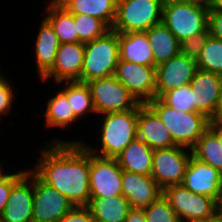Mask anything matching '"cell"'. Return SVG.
<instances>
[{
  "instance_id": "7c38bea8",
  "label": "cell",
  "mask_w": 222,
  "mask_h": 222,
  "mask_svg": "<svg viewBox=\"0 0 222 222\" xmlns=\"http://www.w3.org/2000/svg\"><path fill=\"white\" fill-rule=\"evenodd\" d=\"M74 206L34 174L33 222H59Z\"/></svg>"
},
{
  "instance_id": "60d3db41",
  "label": "cell",
  "mask_w": 222,
  "mask_h": 222,
  "mask_svg": "<svg viewBox=\"0 0 222 222\" xmlns=\"http://www.w3.org/2000/svg\"><path fill=\"white\" fill-rule=\"evenodd\" d=\"M209 127L218 135L219 141L222 146V124L211 122Z\"/></svg>"
},
{
  "instance_id": "7402d4cb",
  "label": "cell",
  "mask_w": 222,
  "mask_h": 222,
  "mask_svg": "<svg viewBox=\"0 0 222 222\" xmlns=\"http://www.w3.org/2000/svg\"><path fill=\"white\" fill-rule=\"evenodd\" d=\"M154 150L143 140L131 141L117 156L116 160L123 171L151 176Z\"/></svg>"
},
{
  "instance_id": "bcb514c9",
  "label": "cell",
  "mask_w": 222,
  "mask_h": 222,
  "mask_svg": "<svg viewBox=\"0 0 222 222\" xmlns=\"http://www.w3.org/2000/svg\"><path fill=\"white\" fill-rule=\"evenodd\" d=\"M211 0H199V2L208 4Z\"/></svg>"
},
{
  "instance_id": "e575fe53",
  "label": "cell",
  "mask_w": 222,
  "mask_h": 222,
  "mask_svg": "<svg viewBox=\"0 0 222 222\" xmlns=\"http://www.w3.org/2000/svg\"><path fill=\"white\" fill-rule=\"evenodd\" d=\"M26 173V169L20 172H3L0 175V217L3 214L5 205L8 202L9 194L12 186Z\"/></svg>"
},
{
  "instance_id": "d6986e66",
  "label": "cell",
  "mask_w": 222,
  "mask_h": 222,
  "mask_svg": "<svg viewBox=\"0 0 222 222\" xmlns=\"http://www.w3.org/2000/svg\"><path fill=\"white\" fill-rule=\"evenodd\" d=\"M137 138L143 140L153 150L176 146L169 130L158 115L143 103L138 104Z\"/></svg>"
},
{
  "instance_id": "6da1fadb",
  "label": "cell",
  "mask_w": 222,
  "mask_h": 222,
  "mask_svg": "<svg viewBox=\"0 0 222 222\" xmlns=\"http://www.w3.org/2000/svg\"><path fill=\"white\" fill-rule=\"evenodd\" d=\"M30 169L41 181L58 190L74 207L88 206L89 150L81 142H47Z\"/></svg>"
},
{
  "instance_id": "603a6c76",
  "label": "cell",
  "mask_w": 222,
  "mask_h": 222,
  "mask_svg": "<svg viewBox=\"0 0 222 222\" xmlns=\"http://www.w3.org/2000/svg\"><path fill=\"white\" fill-rule=\"evenodd\" d=\"M145 32L153 48L154 67L180 54L179 40L162 22Z\"/></svg>"
},
{
  "instance_id": "cb8c5ba5",
  "label": "cell",
  "mask_w": 222,
  "mask_h": 222,
  "mask_svg": "<svg viewBox=\"0 0 222 222\" xmlns=\"http://www.w3.org/2000/svg\"><path fill=\"white\" fill-rule=\"evenodd\" d=\"M44 18L50 23L60 44L79 42L74 14L67 11L56 0H50L44 9Z\"/></svg>"
},
{
  "instance_id": "7a4b0ae2",
  "label": "cell",
  "mask_w": 222,
  "mask_h": 222,
  "mask_svg": "<svg viewBox=\"0 0 222 222\" xmlns=\"http://www.w3.org/2000/svg\"><path fill=\"white\" fill-rule=\"evenodd\" d=\"M98 140L101 147L87 145L84 140L53 139L52 142H81L92 154L106 158H117L124 148L137 138L138 105L129 111L101 115Z\"/></svg>"
},
{
  "instance_id": "3957f363",
  "label": "cell",
  "mask_w": 222,
  "mask_h": 222,
  "mask_svg": "<svg viewBox=\"0 0 222 222\" xmlns=\"http://www.w3.org/2000/svg\"><path fill=\"white\" fill-rule=\"evenodd\" d=\"M146 104L167 127L177 146L192 149L211 123L201 113L176 111L158 97Z\"/></svg>"
},
{
  "instance_id": "8fae6325",
  "label": "cell",
  "mask_w": 222,
  "mask_h": 222,
  "mask_svg": "<svg viewBox=\"0 0 222 222\" xmlns=\"http://www.w3.org/2000/svg\"><path fill=\"white\" fill-rule=\"evenodd\" d=\"M114 77L139 103L146 104L156 98V67L144 66L119 58Z\"/></svg>"
},
{
  "instance_id": "7dc6e473",
  "label": "cell",
  "mask_w": 222,
  "mask_h": 222,
  "mask_svg": "<svg viewBox=\"0 0 222 222\" xmlns=\"http://www.w3.org/2000/svg\"><path fill=\"white\" fill-rule=\"evenodd\" d=\"M1 167H3L2 165L0 166V175L5 171V170H3V168H1Z\"/></svg>"
},
{
  "instance_id": "ac0fdd59",
  "label": "cell",
  "mask_w": 222,
  "mask_h": 222,
  "mask_svg": "<svg viewBox=\"0 0 222 222\" xmlns=\"http://www.w3.org/2000/svg\"><path fill=\"white\" fill-rule=\"evenodd\" d=\"M122 195L130 208L143 209L163 195V190L151 177L122 171Z\"/></svg>"
},
{
  "instance_id": "d4e9b609",
  "label": "cell",
  "mask_w": 222,
  "mask_h": 222,
  "mask_svg": "<svg viewBox=\"0 0 222 222\" xmlns=\"http://www.w3.org/2000/svg\"><path fill=\"white\" fill-rule=\"evenodd\" d=\"M61 6L72 14H84L97 17L110 28L115 17L117 0H56Z\"/></svg>"
},
{
  "instance_id": "4fadbf2b",
  "label": "cell",
  "mask_w": 222,
  "mask_h": 222,
  "mask_svg": "<svg viewBox=\"0 0 222 222\" xmlns=\"http://www.w3.org/2000/svg\"><path fill=\"white\" fill-rule=\"evenodd\" d=\"M31 181V182H30ZM34 173H26L12 186L1 222H33Z\"/></svg>"
},
{
  "instance_id": "484cf974",
  "label": "cell",
  "mask_w": 222,
  "mask_h": 222,
  "mask_svg": "<svg viewBox=\"0 0 222 222\" xmlns=\"http://www.w3.org/2000/svg\"><path fill=\"white\" fill-rule=\"evenodd\" d=\"M87 207L94 219L104 222H124L131 209L123 195L91 198Z\"/></svg>"
},
{
  "instance_id": "74e56055",
  "label": "cell",
  "mask_w": 222,
  "mask_h": 222,
  "mask_svg": "<svg viewBox=\"0 0 222 222\" xmlns=\"http://www.w3.org/2000/svg\"><path fill=\"white\" fill-rule=\"evenodd\" d=\"M210 34L222 40V11L209 10V24Z\"/></svg>"
},
{
  "instance_id": "5bb4252c",
  "label": "cell",
  "mask_w": 222,
  "mask_h": 222,
  "mask_svg": "<svg viewBox=\"0 0 222 222\" xmlns=\"http://www.w3.org/2000/svg\"><path fill=\"white\" fill-rule=\"evenodd\" d=\"M190 86L193 92V110L212 122L220 100L222 76L197 69Z\"/></svg>"
},
{
  "instance_id": "4dcf8cb0",
  "label": "cell",
  "mask_w": 222,
  "mask_h": 222,
  "mask_svg": "<svg viewBox=\"0 0 222 222\" xmlns=\"http://www.w3.org/2000/svg\"><path fill=\"white\" fill-rule=\"evenodd\" d=\"M79 42L87 43L104 36L111 28L101 19L84 14H74Z\"/></svg>"
},
{
  "instance_id": "b9f144b4",
  "label": "cell",
  "mask_w": 222,
  "mask_h": 222,
  "mask_svg": "<svg viewBox=\"0 0 222 222\" xmlns=\"http://www.w3.org/2000/svg\"><path fill=\"white\" fill-rule=\"evenodd\" d=\"M209 10H219L222 11V0H211L207 4Z\"/></svg>"
},
{
  "instance_id": "2e32d148",
  "label": "cell",
  "mask_w": 222,
  "mask_h": 222,
  "mask_svg": "<svg viewBox=\"0 0 222 222\" xmlns=\"http://www.w3.org/2000/svg\"><path fill=\"white\" fill-rule=\"evenodd\" d=\"M84 60V43L68 42L59 45L53 67L41 78L42 82L54 79V83L80 81Z\"/></svg>"
},
{
  "instance_id": "d6a6232c",
  "label": "cell",
  "mask_w": 222,
  "mask_h": 222,
  "mask_svg": "<svg viewBox=\"0 0 222 222\" xmlns=\"http://www.w3.org/2000/svg\"><path fill=\"white\" fill-rule=\"evenodd\" d=\"M147 222H180L168 199L162 195L143 208Z\"/></svg>"
},
{
  "instance_id": "d590c367",
  "label": "cell",
  "mask_w": 222,
  "mask_h": 222,
  "mask_svg": "<svg viewBox=\"0 0 222 222\" xmlns=\"http://www.w3.org/2000/svg\"><path fill=\"white\" fill-rule=\"evenodd\" d=\"M12 80L6 79L3 73L0 74V120L2 116L10 115L12 104L15 99L14 88L11 85Z\"/></svg>"
},
{
  "instance_id": "c3c4849f",
  "label": "cell",
  "mask_w": 222,
  "mask_h": 222,
  "mask_svg": "<svg viewBox=\"0 0 222 222\" xmlns=\"http://www.w3.org/2000/svg\"><path fill=\"white\" fill-rule=\"evenodd\" d=\"M93 222H104L93 218Z\"/></svg>"
},
{
  "instance_id": "9a60e30c",
  "label": "cell",
  "mask_w": 222,
  "mask_h": 222,
  "mask_svg": "<svg viewBox=\"0 0 222 222\" xmlns=\"http://www.w3.org/2000/svg\"><path fill=\"white\" fill-rule=\"evenodd\" d=\"M197 69L196 60L181 53L156 66V97L160 98L169 90L190 84Z\"/></svg>"
},
{
  "instance_id": "8992f818",
  "label": "cell",
  "mask_w": 222,
  "mask_h": 222,
  "mask_svg": "<svg viewBox=\"0 0 222 222\" xmlns=\"http://www.w3.org/2000/svg\"><path fill=\"white\" fill-rule=\"evenodd\" d=\"M165 0H117L111 30L117 33L145 32L162 22Z\"/></svg>"
},
{
  "instance_id": "1f68e13d",
  "label": "cell",
  "mask_w": 222,
  "mask_h": 222,
  "mask_svg": "<svg viewBox=\"0 0 222 222\" xmlns=\"http://www.w3.org/2000/svg\"><path fill=\"white\" fill-rule=\"evenodd\" d=\"M160 99L176 111H194L193 92L190 84L169 90L165 92Z\"/></svg>"
},
{
  "instance_id": "f6af8a7d",
  "label": "cell",
  "mask_w": 222,
  "mask_h": 222,
  "mask_svg": "<svg viewBox=\"0 0 222 222\" xmlns=\"http://www.w3.org/2000/svg\"><path fill=\"white\" fill-rule=\"evenodd\" d=\"M165 1H185V2H199V0H165Z\"/></svg>"
},
{
  "instance_id": "ffe728a7",
  "label": "cell",
  "mask_w": 222,
  "mask_h": 222,
  "mask_svg": "<svg viewBox=\"0 0 222 222\" xmlns=\"http://www.w3.org/2000/svg\"><path fill=\"white\" fill-rule=\"evenodd\" d=\"M35 41L36 73L41 79L53 67L60 45L57 35L45 18L41 22Z\"/></svg>"
},
{
  "instance_id": "4316f807",
  "label": "cell",
  "mask_w": 222,
  "mask_h": 222,
  "mask_svg": "<svg viewBox=\"0 0 222 222\" xmlns=\"http://www.w3.org/2000/svg\"><path fill=\"white\" fill-rule=\"evenodd\" d=\"M46 102L44 114L45 126L48 128L60 127L62 129L70 127V124L80 120L71 109L67 95L59 90Z\"/></svg>"
},
{
  "instance_id": "83f0119b",
  "label": "cell",
  "mask_w": 222,
  "mask_h": 222,
  "mask_svg": "<svg viewBox=\"0 0 222 222\" xmlns=\"http://www.w3.org/2000/svg\"><path fill=\"white\" fill-rule=\"evenodd\" d=\"M192 156L222 173V146L218 135L209 127L191 149Z\"/></svg>"
},
{
  "instance_id": "5b68a950",
  "label": "cell",
  "mask_w": 222,
  "mask_h": 222,
  "mask_svg": "<svg viewBox=\"0 0 222 222\" xmlns=\"http://www.w3.org/2000/svg\"><path fill=\"white\" fill-rule=\"evenodd\" d=\"M119 58L118 33L113 30L85 43L80 82L113 76Z\"/></svg>"
},
{
  "instance_id": "ee69618b",
  "label": "cell",
  "mask_w": 222,
  "mask_h": 222,
  "mask_svg": "<svg viewBox=\"0 0 222 222\" xmlns=\"http://www.w3.org/2000/svg\"><path fill=\"white\" fill-rule=\"evenodd\" d=\"M218 212L222 214V191L220 201L218 202Z\"/></svg>"
},
{
  "instance_id": "8d00e7d4",
  "label": "cell",
  "mask_w": 222,
  "mask_h": 222,
  "mask_svg": "<svg viewBox=\"0 0 222 222\" xmlns=\"http://www.w3.org/2000/svg\"><path fill=\"white\" fill-rule=\"evenodd\" d=\"M59 222H93V216L87 206L73 207Z\"/></svg>"
},
{
  "instance_id": "52a82bcc",
  "label": "cell",
  "mask_w": 222,
  "mask_h": 222,
  "mask_svg": "<svg viewBox=\"0 0 222 222\" xmlns=\"http://www.w3.org/2000/svg\"><path fill=\"white\" fill-rule=\"evenodd\" d=\"M163 195L180 222H205L218 212V202L215 199L195 194L182 184L167 187Z\"/></svg>"
},
{
  "instance_id": "f35d334b",
  "label": "cell",
  "mask_w": 222,
  "mask_h": 222,
  "mask_svg": "<svg viewBox=\"0 0 222 222\" xmlns=\"http://www.w3.org/2000/svg\"><path fill=\"white\" fill-rule=\"evenodd\" d=\"M124 222H147L144 215V210L138 208H131L128 211L127 217Z\"/></svg>"
},
{
  "instance_id": "ab89813d",
  "label": "cell",
  "mask_w": 222,
  "mask_h": 222,
  "mask_svg": "<svg viewBox=\"0 0 222 222\" xmlns=\"http://www.w3.org/2000/svg\"><path fill=\"white\" fill-rule=\"evenodd\" d=\"M212 122L222 124V87H221L220 100H219L216 116Z\"/></svg>"
},
{
  "instance_id": "f1b7e54d",
  "label": "cell",
  "mask_w": 222,
  "mask_h": 222,
  "mask_svg": "<svg viewBox=\"0 0 222 222\" xmlns=\"http://www.w3.org/2000/svg\"><path fill=\"white\" fill-rule=\"evenodd\" d=\"M56 84H64L61 89L68 98L71 109L74 114L81 120V117L89 115V113L96 114L91 91L87 83L80 81H63Z\"/></svg>"
},
{
  "instance_id": "e0dca14e",
  "label": "cell",
  "mask_w": 222,
  "mask_h": 222,
  "mask_svg": "<svg viewBox=\"0 0 222 222\" xmlns=\"http://www.w3.org/2000/svg\"><path fill=\"white\" fill-rule=\"evenodd\" d=\"M182 185L195 194L210 196L219 202L222 173L191 156Z\"/></svg>"
},
{
  "instance_id": "ba28073f",
  "label": "cell",
  "mask_w": 222,
  "mask_h": 222,
  "mask_svg": "<svg viewBox=\"0 0 222 222\" xmlns=\"http://www.w3.org/2000/svg\"><path fill=\"white\" fill-rule=\"evenodd\" d=\"M98 115L134 109L138 100L113 76L87 82Z\"/></svg>"
},
{
  "instance_id": "277c9868",
  "label": "cell",
  "mask_w": 222,
  "mask_h": 222,
  "mask_svg": "<svg viewBox=\"0 0 222 222\" xmlns=\"http://www.w3.org/2000/svg\"><path fill=\"white\" fill-rule=\"evenodd\" d=\"M162 23L181 43L208 28L209 8L202 2L165 1Z\"/></svg>"
},
{
  "instance_id": "9c48e42d",
  "label": "cell",
  "mask_w": 222,
  "mask_h": 222,
  "mask_svg": "<svg viewBox=\"0 0 222 222\" xmlns=\"http://www.w3.org/2000/svg\"><path fill=\"white\" fill-rule=\"evenodd\" d=\"M191 156V149L177 145L155 149L151 177L163 191L167 187L182 184Z\"/></svg>"
},
{
  "instance_id": "836d02e7",
  "label": "cell",
  "mask_w": 222,
  "mask_h": 222,
  "mask_svg": "<svg viewBox=\"0 0 222 222\" xmlns=\"http://www.w3.org/2000/svg\"><path fill=\"white\" fill-rule=\"evenodd\" d=\"M210 35L209 27L201 33L194 35L180 43V53L197 61L201 51Z\"/></svg>"
},
{
  "instance_id": "44dd1931",
  "label": "cell",
  "mask_w": 222,
  "mask_h": 222,
  "mask_svg": "<svg viewBox=\"0 0 222 222\" xmlns=\"http://www.w3.org/2000/svg\"><path fill=\"white\" fill-rule=\"evenodd\" d=\"M119 56L121 60L154 66L153 48L146 32L118 33Z\"/></svg>"
},
{
  "instance_id": "f546056e",
  "label": "cell",
  "mask_w": 222,
  "mask_h": 222,
  "mask_svg": "<svg viewBox=\"0 0 222 222\" xmlns=\"http://www.w3.org/2000/svg\"><path fill=\"white\" fill-rule=\"evenodd\" d=\"M196 62L198 69L222 76V40L210 34Z\"/></svg>"
},
{
  "instance_id": "30bf717a",
  "label": "cell",
  "mask_w": 222,
  "mask_h": 222,
  "mask_svg": "<svg viewBox=\"0 0 222 222\" xmlns=\"http://www.w3.org/2000/svg\"><path fill=\"white\" fill-rule=\"evenodd\" d=\"M91 198L122 195V169L116 158H106L89 151Z\"/></svg>"
},
{
  "instance_id": "7bdbcfd3",
  "label": "cell",
  "mask_w": 222,
  "mask_h": 222,
  "mask_svg": "<svg viewBox=\"0 0 222 222\" xmlns=\"http://www.w3.org/2000/svg\"><path fill=\"white\" fill-rule=\"evenodd\" d=\"M205 222H222V214L217 212L212 218L208 219Z\"/></svg>"
}]
</instances>
